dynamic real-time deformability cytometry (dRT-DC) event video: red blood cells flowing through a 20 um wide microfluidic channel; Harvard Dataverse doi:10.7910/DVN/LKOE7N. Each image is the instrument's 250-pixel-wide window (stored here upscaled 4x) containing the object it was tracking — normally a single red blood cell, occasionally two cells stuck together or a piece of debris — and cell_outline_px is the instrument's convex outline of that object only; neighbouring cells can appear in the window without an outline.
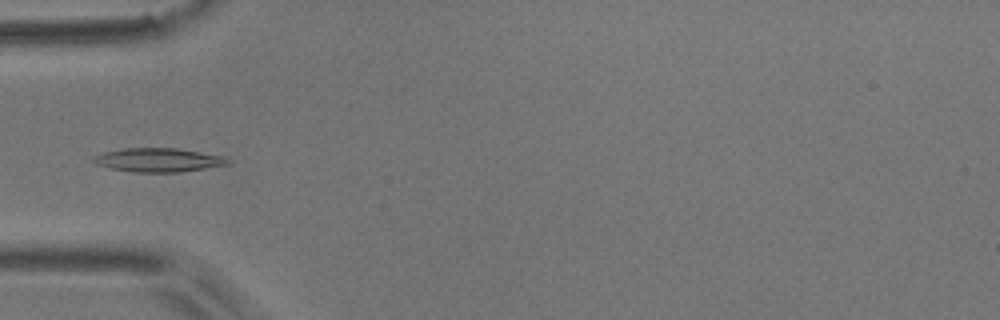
{"species": "common noctule bat (a hibernating species)", "species_latin": "Nyctalus noctula", "temperature_condition": "room temperature", "stored_images_in_passage": 6, "camera_frame_rate_fps": 3000, "um_per_image_px": 0.085, "animal": {"sex": "male", "body_mass_g": 17.9}, "frame": {"image": 1, "passage_image": 2, "time_ms": 0.333, "image_size_px": [1000, 320], "cell_outline_px": [[232, 160], [228, 164], [180, 172], [132, 172], [112, 168], [96, 164], [92, 160], [96, 156], [104, 152], [124, 148], [176, 148], [200, 152], [220, 156]], "centroid_in_image_um": [13.45, 13.6], "position_along_channel_um": 71.5, "area_um2": 18.32}}
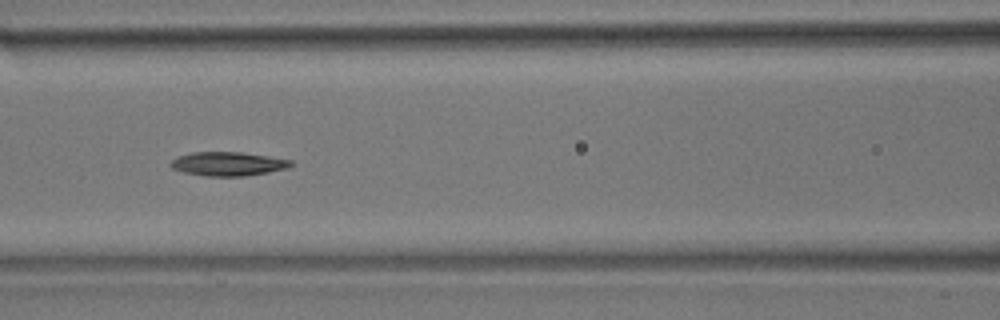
{"frame": {"image": 2, "passage_image": 4, "time_ms": 1.0, "image_size_px": [1000, 320], "cell_outline_px": [[296, 164], [288, 168], [268, 172], [244, 176], [204, 176], [184, 172], [172, 168], [168, 164], [176, 156], [192, 152], [240, 152], [268, 156], [292, 160]], "centroid_in_image_um": [19.38, 13.92], "position_along_channel_um": 147.2, "area_um2": 16.88}}
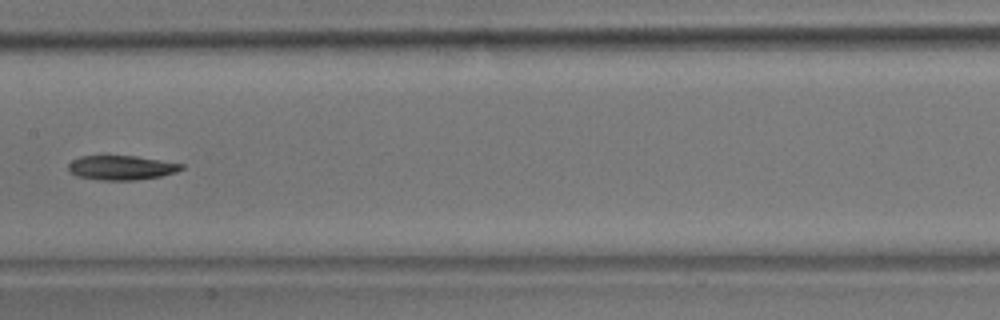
{"frame": {"image": 3, "passage_image": 5, "time_ms": 1.333, "image_size_px": [1000, 320], "cell_outline_px": [[184, 168], [176, 172], [160, 176], [136, 180], [100, 180], [76, 176], [68, 172], [68, 164], [72, 160], [80, 156], [136, 156], [184, 164]], "centroid_in_image_um": [10.29, 14.25], "position_along_channel_um": 197.1, "area_um2": 16.13}}